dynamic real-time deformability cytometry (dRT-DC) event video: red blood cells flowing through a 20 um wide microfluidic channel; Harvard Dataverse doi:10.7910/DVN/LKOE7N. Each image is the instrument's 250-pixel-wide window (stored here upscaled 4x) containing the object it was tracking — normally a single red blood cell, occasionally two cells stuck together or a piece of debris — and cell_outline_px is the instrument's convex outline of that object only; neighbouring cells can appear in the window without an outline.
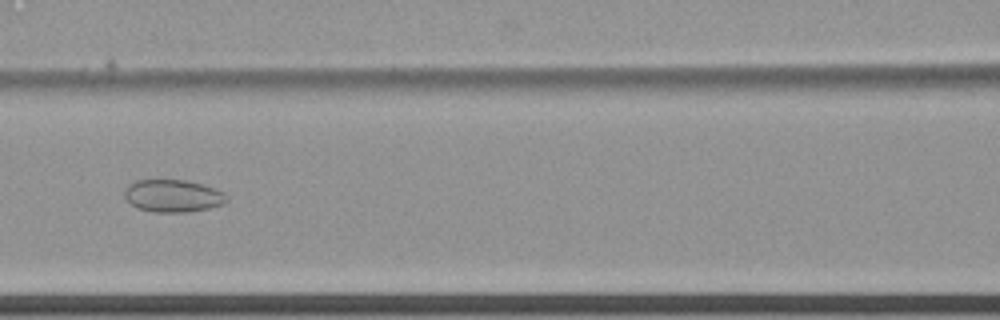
{"species": "common noctule bat (a hibernating species)", "species_latin": "Nyctalus noctula", "temperature_condition": "cold", "stored_images_in_passage": 56, "camera_frame_rate_fps": 3000, "um_per_image_px": 0.085, "animal": {"sex": "female", "body_mass_g": 22.7, "forearm_length_mm": 54.2}, "frame": {"image": 1, "passage_image": 24, "time_ms": 7.667, "image_size_px": [1000, 320], "cell_outline_px": [[228, 200], [224, 204], [208, 208], [188, 212], [152, 212], [136, 208], [124, 196], [124, 192], [128, 184], [136, 180], [188, 180], [204, 184], [216, 188], [224, 192], [228, 196]], "centroid_in_image_um": [14.73, 16.64], "position_along_channel_um": 151.9, "area_um2": 19.59}}
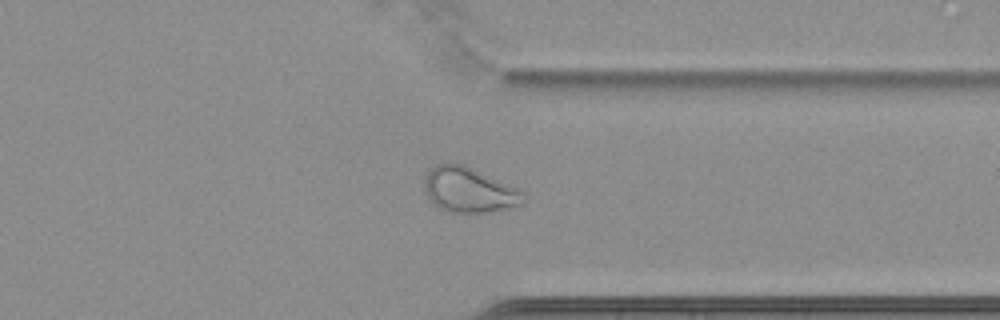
{"frame": {"image": 2, "passage_image": 43, "time_ms": 14.0, "image_size_px": [1000, 320], "cell_outline_px": [[528, 200], [520, 204], [504, 208], [484, 212], [448, 212], [440, 208], [428, 196], [424, 188], [428, 172], [436, 164], [448, 160], [464, 164], [516, 188]], "centroid_in_image_um": [39.83, 16.11], "position_along_channel_um": 371.6, "area_um2": 25.55}}
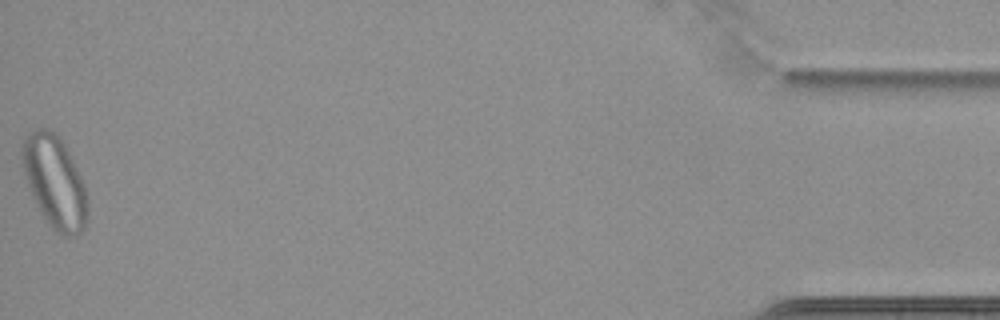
{"frame": {"image": 3, "passage_image": 56, "time_ms": 18.333, "image_size_px": [1000, 320], "cell_outline_px": [[88, 220], [84, 228], [76, 236], [64, 236], [56, 232], [48, 224], [36, 204], [24, 176], [20, 156], [20, 148], [28, 132], [36, 128], [48, 128], [56, 132], [64, 144], [84, 184], [88, 200]], "centroid_in_image_um": [4.63, 15.46], "position_along_channel_um": 430.6, "area_um2": 35.43}, "authors_computed_cell_mechanics": {"area_um2": 27.455, "velocity_mm_per_s": 3.4617, "shape_relaxation_time_tau1_ms": null, "shape_relaxation_time_tau2_ms": 3.439, "deformation_change_tau1": null, "deformation_change_tau2": 0.0625}}